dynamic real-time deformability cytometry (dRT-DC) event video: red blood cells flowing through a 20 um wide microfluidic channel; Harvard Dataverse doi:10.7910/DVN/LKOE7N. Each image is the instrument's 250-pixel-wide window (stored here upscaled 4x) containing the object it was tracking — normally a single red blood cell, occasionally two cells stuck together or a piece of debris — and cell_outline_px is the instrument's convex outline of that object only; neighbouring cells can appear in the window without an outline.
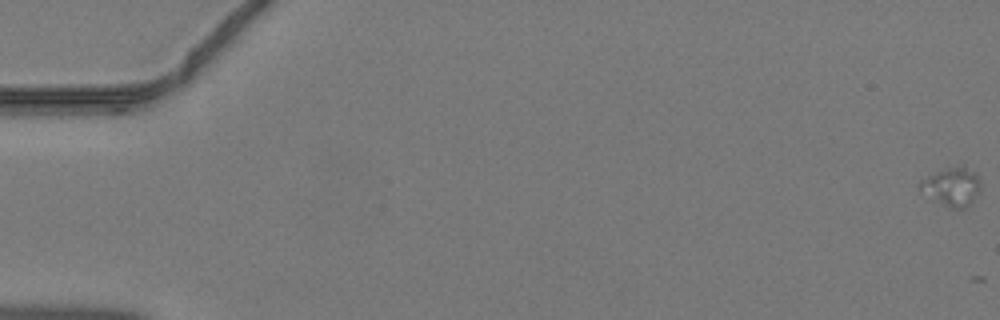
{"species": "common noctule bat (a hibernating species)", "species_latin": "Nyctalus noctula", "temperature_condition": "warm", "stored_images_in_passage": 2, "camera_frame_rate_fps": 3000, "um_per_image_px": 0.085, "animal": {"sex": "male", "body_mass_g": 19.2, "forearm_length_mm": 51.8}, "frame": {"image": 1, "passage_image": 1, "time_ms": 0.0, "image_size_px": [1000, 320], "cell_outline_px": [[980, 192], [960, 212], [932, 200], [920, 192], [916, 184], [920, 180], [936, 172], [948, 168], [964, 164], [976, 172], [980, 180]], "centroid_in_image_um": [80.89, 15.88], "position_along_channel_um": 4.1, "area_um2": 14.1}}